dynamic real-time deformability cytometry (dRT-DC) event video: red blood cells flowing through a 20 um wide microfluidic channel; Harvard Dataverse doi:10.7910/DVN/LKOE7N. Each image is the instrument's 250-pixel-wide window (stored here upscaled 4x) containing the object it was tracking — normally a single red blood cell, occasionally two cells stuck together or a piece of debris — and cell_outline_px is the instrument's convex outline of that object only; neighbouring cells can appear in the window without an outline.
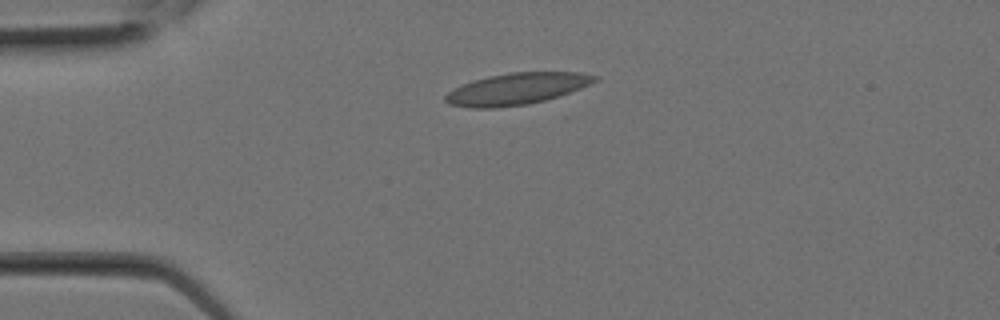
{"species": "Egyptian fruit bat (a non-hibernating species)", "species_latin": "Rousettus aegyptiacus", "temperature_condition": "room temperature", "stored_images_in_passage": 1, "camera_frame_rate_fps": 3000, "um_per_image_px": 0.085, "animal": {"sex": "female"}, "frame": {"image": 1, "passage_image": 1, "time_ms": 0.0, "image_size_px": [1000, 320], "cell_outline_px": [[600, 76], [596, 80], [580, 88], [544, 100], [528, 104], [496, 108], [468, 108], [448, 104], [444, 100], [444, 96], [448, 92], [472, 80], [488, 76], [508, 72], [580, 72]], "centroid_in_image_um": [43.87, 7.55], "position_along_channel_um": 41.1, "area_um2": 27.34}}